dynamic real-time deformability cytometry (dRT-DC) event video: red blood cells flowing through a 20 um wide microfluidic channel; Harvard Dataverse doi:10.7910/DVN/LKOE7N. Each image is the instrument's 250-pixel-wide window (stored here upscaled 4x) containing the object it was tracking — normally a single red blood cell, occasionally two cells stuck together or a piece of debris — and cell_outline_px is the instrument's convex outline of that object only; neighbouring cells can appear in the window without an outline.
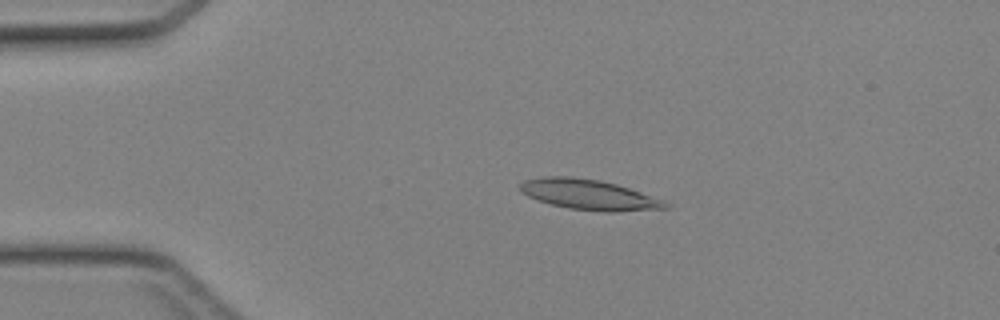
{"species": "Egyptian fruit bat (a non-hibernating species)", "species_latin": "Rousettus aegyptiacus", "temperature_condition": "cold", "stored_images_in_passage": 40, "camera_frame_rate_fps": 3000, "um_per_image_px": 0.085, "animal": {"sex": "female"}, "frame": {"image": 1, "passage_image": 5, "time_ms": 1.333, "image_size_px": [1000, 320], "cell_outline_px": [[672, 204], [668, 208], [616, 212], [604, 212], [568, 208], [552, 204], [528, 196], [520, 192], [520, 184], [524, 180], [544, 176], [572, 176], [600, 180], [616, 184], [664, 200]], "centroid_in_image_um": [50.08, 16.54], "position_along_channel_um": 34.9, "area_um2": 25.66}}
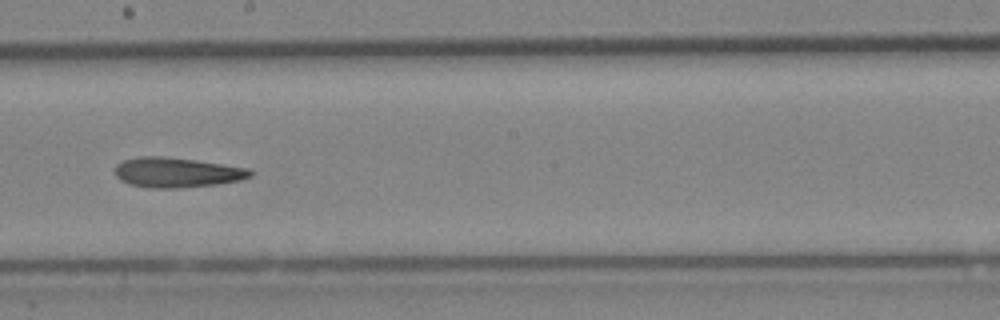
{"frame": {"image": 2, "passage_image": 21, "time_ms": 6.667, "image_size_px": [1000, 320], "cell_outline_px": [[252, 176], [240, 180], [216, 184], [180, 188], [152, 188], [128, 184], [120, 180], [116, 176], [116, 164], [124, 160], [140, 156], [164, 156], [196, 160], [248, 168], [252, 172]], "centroid_in_image_um": [15.01, 14.66], "position_along_channel_um": 233.2, "area_um2": 23.58}}
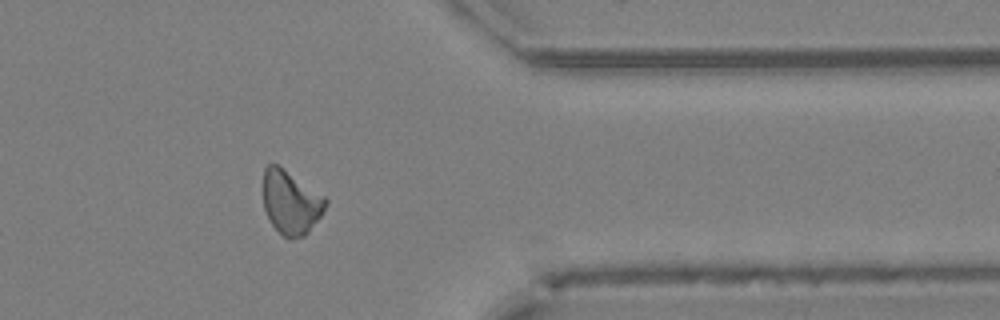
{"frame": {"image": 3, "passage_image": 32, "time_ms": 10.333, "image_size_px": [1000, 320], "cell_outline_px": [[328, 204], [320, 216], [308, 232], [304, 236], [284, 236], [272, 224], [264, 208], [264, 168], [268, 164], [276, 164], [324, 196], [328, 200]], "centroid_in_image_um": [24.73, 17.18], "position_along_channel_um": 386.7, "area_um2": 22.43}}